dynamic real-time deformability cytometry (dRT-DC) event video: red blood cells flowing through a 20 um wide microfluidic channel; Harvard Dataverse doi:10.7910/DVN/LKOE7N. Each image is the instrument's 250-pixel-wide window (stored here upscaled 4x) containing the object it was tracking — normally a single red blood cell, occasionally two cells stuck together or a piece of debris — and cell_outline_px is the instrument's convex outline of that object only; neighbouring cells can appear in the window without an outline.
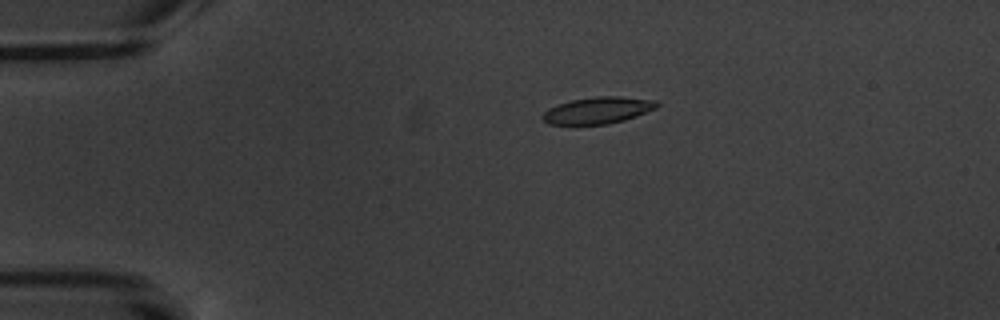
{"species": "common noctule bat (a hibernating species)", "species_latin": "Nyctalus noctula", "temperature_condition": "warm", "stored_images_in_passage": 8, "camera_frame_rate_fps": 3000, "um_per_image_px": 0.085, "animal": {"sex": "male", "body_mass_g": 20.1, "forearm_length_mm": 53.5}, "frame": {"image": 1, "passage_image": 3, "time_ms": 2.333, "image_size_px": [1000, 320], "cell_outline_px": [[660, 104], [656, 108], [636, 116], [624, 120], [608, 124], [572, 128], [548, 124], [540, 116], [548, 108], [572, 100], [596, 96], [620, 96], [656, 100]], "centroid_in_image_um": [50.75, 9.43], "position_along_channel_um": 34.3, "area_um2": 18.55}}
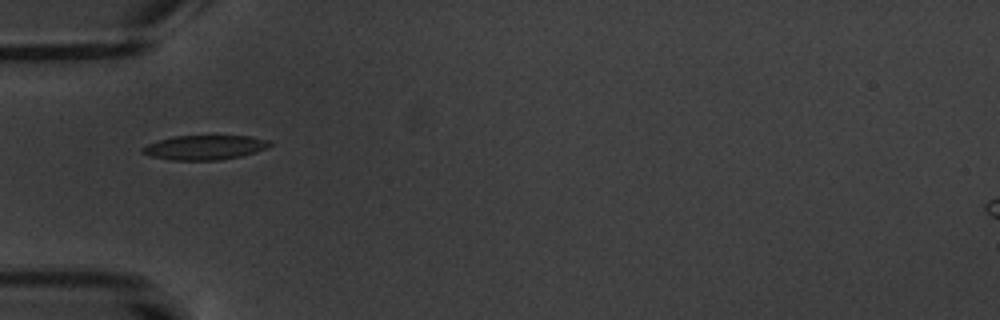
{"frame": {"image": 2, "passage_image": 5, "time_ms": 4.667, "image_size_px": [1000, 320], "cell_outline_px": [[272, 144], [268, 148], [256, 152], [240, 156], [220, 160], [172, 160], [152, 156], [140, 152], [140, 148], [148, 144], [172, 136], [252, 136], [272, 140]], "centroid_in_image_um": [17.45, 12.53], "position_along_channel_um": 67.6, "area_um2": 18.26}}
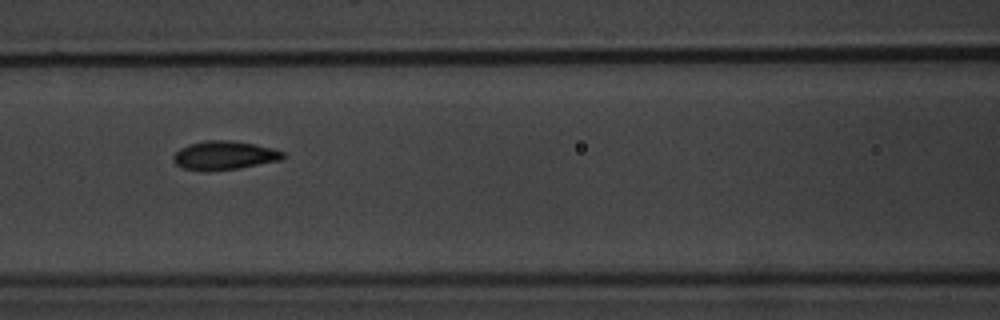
{"frame": {"image": 3, "passage_image": 7, "time_ms": 7.0, "image_size_px": [1000, 320], "cell_outline_px": [[288, 156], [280, 160], [240, 168], [204, 172], [180, 168], [172, 160], [172, 156], [180, 148], [188, 144], [204, 140], [228, 140], [252, 144], [272, 148], [284, 152]], "centroid_in_image_um": [19.02, 13.22], "position_along_channel_um": 147.6, "area_um2": 18.61}}